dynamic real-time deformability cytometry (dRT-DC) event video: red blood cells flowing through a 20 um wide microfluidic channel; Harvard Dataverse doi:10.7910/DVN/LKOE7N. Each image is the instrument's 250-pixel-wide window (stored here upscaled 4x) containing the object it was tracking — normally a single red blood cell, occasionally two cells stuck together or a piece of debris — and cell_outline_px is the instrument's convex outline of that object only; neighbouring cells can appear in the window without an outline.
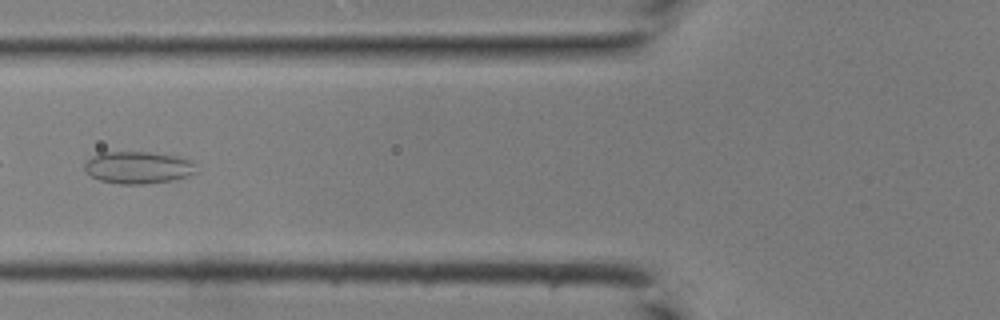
{"species": "common noctule bat (a hibernating species)", "species_latin": "Nyctalus noctula", "temperature_condition": "room temperature", "stored_images_in_passage": 45, "camera_frame_rate_fps": 3000, "um_per_image_px": 0.085, "animal": {"sex": "male", "body_mass_g": 19.0, "forearm_length_mm": 50.8}, "frame": {"image": 1, "passage_image": 18, "time_ms": 5.667, "image_size_px": [1000, 320], "cell_outline_px": [[196, 172], [188, 176], [172, 180], [144, 184], [120, 184], [100, 180], [92, 176], [84, 168], [84, 164], [92, 156], [100, 152], [148, 152], [176, 156], [192, 160], [196, 164]], "centroid_in_image_um": [11.76, 14.23], "position_along_channel_um": 114.0, "area_um2": 20.92}}
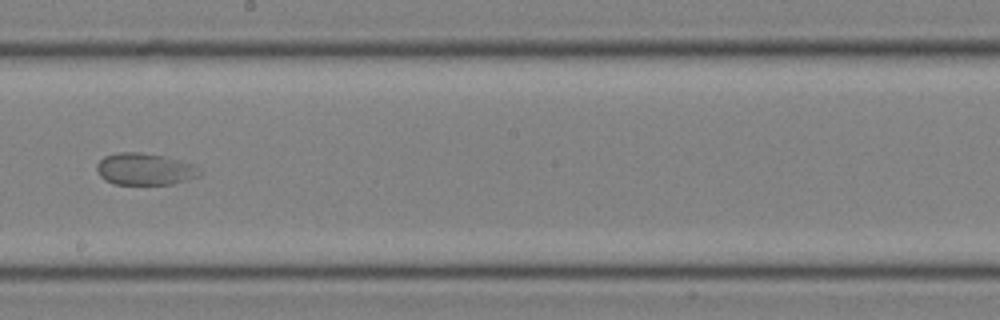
{"frame": {"image": 2, "passage_image": 26, "time_ms": 8.333, "image_size_px": [1000, 320], "cell_outline_px": [[204, 172], [200, 176], [172, 184], [112, 184], [104, 180], [100, 176], [96, 168], [96, 164], [104, 156], [120, 152], [140, 152], [164, 156], [196, 164], [204, 168]], "centroid_in_image_um": [12.37, 14.37], "position_along_channel_um": 235.8, "area_um2": 19.54}}
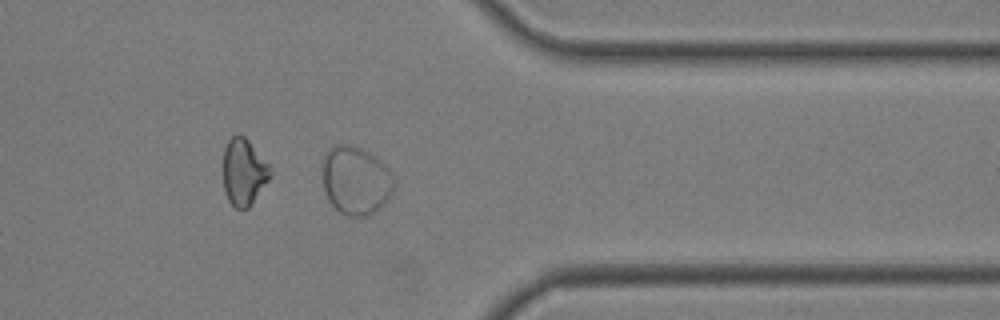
{"frame": {"image": 3, "passage_image": 36, "time_ms": 11.667, "image_size_px": [1000, 320], "cell_outline_px": [[392, 192], [384, 204], [380, 208], [368, 216], [348, 216], [340, 212], [328, 200], [324, 188], [324, 156], [336, 144], [348, 144], [360, 148], [376, 156], [388, 168], [392, 176]], "centroid_in_image_um": [30.25, 15.35], "position_along_channel_um": 381.2, "area_um2": 28.09}}